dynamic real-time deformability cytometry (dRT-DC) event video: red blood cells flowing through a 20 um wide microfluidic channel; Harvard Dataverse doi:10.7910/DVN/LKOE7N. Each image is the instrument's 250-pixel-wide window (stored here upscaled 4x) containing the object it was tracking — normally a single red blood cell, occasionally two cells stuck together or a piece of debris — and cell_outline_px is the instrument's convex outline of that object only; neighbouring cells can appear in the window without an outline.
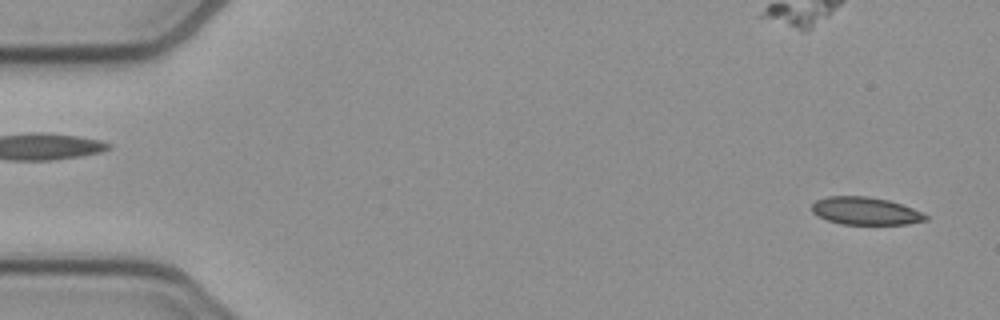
{"species": "common noctule bat (a hibernating species)", "species_latin": "Nyctalus noctula", "temperature_condition": "cold", "stored_images_in_passage": 52, "camera_frame_rate_fps": 3000, "um_per_image_px": 0.085, "animal": {"sex": "female", "body_mass_g": 21.9}, "frame": {"image": 1, "passage_image": 2, "time_ms": 0.333, "image_size_px": [1000, 320], "cell_outline_px": [[928, 220], [908, 224], [840, 224], [816, 216], [812, 212], [812, 204], [816, 200], [828, 196], [868, 196], [888, 200], [912, 208], [928, 216]], "centroid_in_image_um": [73.53, 17.93], "position_along_channel_um": 11.5, "area_um2": 18.32}}
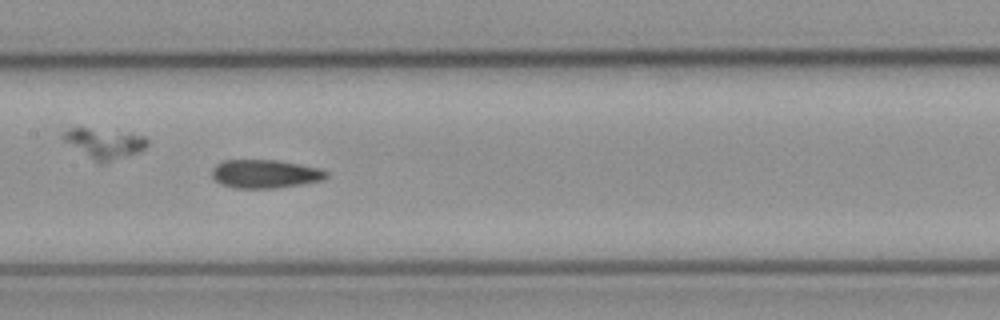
{"frame": {"image": 2, "passage_image": 25, "time_ms": 8.0, "image_size_px": [1000, 320], "cell_outline_px": [[328, 176], [324, 180], [304, 184], [276, 188], [236, 188], [220, 184], [212, 176], [212, 168], [216, 164], [224, 160], [276, 160], [300, 164], [320, 168], [328, 172]], "centroid_in_image_um": [22.56, 14.78], "position_along_channel_um": 184.8, "area_um2": 19.13}}
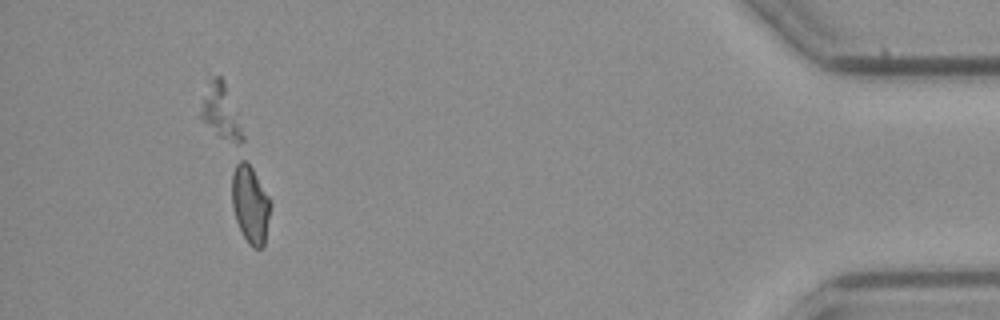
{"frame": {"image": 3, "passage_image": 48, "time_ms": 15.667, "image_size_px": [1000, 320], "cell_outline_px": [[272, 204], [264, 244], [260, 248], [252, 248], [248, 244], [236, 220], [232, 204], [232, 172], [236, 164], [240, 160], [244, 160], [252, 168], [268, 196]], "centroid_in_image_um": [21.28, 17.38], "position_along_channel_um": 413.9, "area_um2": 17.28}, "authors_computed_cell_mechanics": {"area_um2": 19.1318, "velocity_mm_per_s": 3.8772, "shape_relaxation_time_tau1_ms": null, "shape_relaxation_time_tau2_ms": 3.2648, "deformation_change_tau1": null, "deformation_change_tau2": 0.09}}